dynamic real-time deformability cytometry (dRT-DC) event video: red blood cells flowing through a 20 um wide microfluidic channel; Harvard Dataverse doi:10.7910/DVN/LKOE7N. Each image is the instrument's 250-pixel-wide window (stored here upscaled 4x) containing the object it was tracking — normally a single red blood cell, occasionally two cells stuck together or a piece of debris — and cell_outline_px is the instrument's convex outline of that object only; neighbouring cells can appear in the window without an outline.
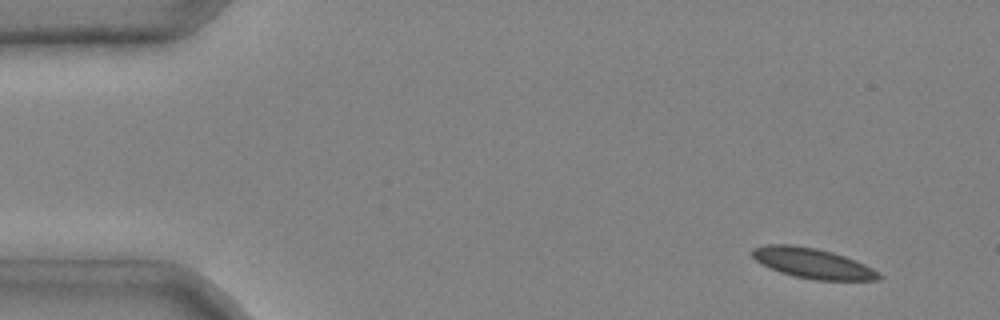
{"species": "common noctule bat (a hibernating species)", "species_latin": "Nyctalus noctula", "temperature_condition": "cold", "stored_images_in_passage": 4, "camera_frame_rate_fps": 3000, "um_per_image_px": 0.085, "animal": {"sex": "male", "body_mass_g": 20.4}, "frame": {"image": 1, "passage_image": 1, "time_ms": 0.0, "image_size_px": [1000, 320], "cell_outline_px": [[884, 276], [880, 280], [816, 280], [796, 276], [780, 272], [760, 264], [752, 256], [752, 248], [764, 244], [792, 244], [816, 248], [832, 252], [856, 260], [880, 272]], "centroid_in_image_um": [69.08, 22.37], "position_along_channel_um": 15.9, "area_um2": 22.43}}